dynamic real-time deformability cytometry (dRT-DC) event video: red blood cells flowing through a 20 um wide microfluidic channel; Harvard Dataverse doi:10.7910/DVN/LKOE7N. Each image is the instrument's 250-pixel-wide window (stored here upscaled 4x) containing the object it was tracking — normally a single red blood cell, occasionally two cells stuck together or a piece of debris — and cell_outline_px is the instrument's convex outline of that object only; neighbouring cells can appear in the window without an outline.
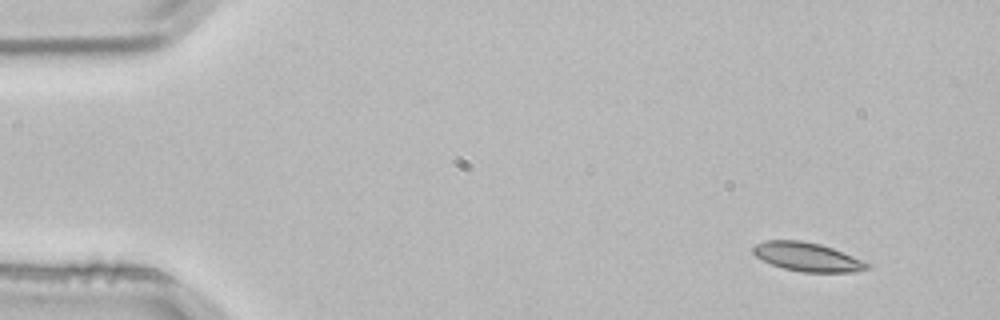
{"species": "common noctule bat (a hibernating species)", "species_latin": "Nyctalus noctula", "temperature_condition": "room temperature", "stored_images_in_passage": 2, "camera_frame_rate_fps": 3000, "um_per_image_px": 0.085, "animal": {"sex": "male", "body_mass_g": 21.5, "forearm_length_mm": 52.0}, "frame": {"image": 1, "passage_image": 1, "time_ms": 0.0, "image_size_px": [1000, 320], "cell_outline_px": [[872, 264], [868, 268], [856, 272], [804, 272], [784, 268], [772, 264], [756, 256], [752, 252], [752, 248], [756, 244], [764, 240], [800, 240], [820, 244], [832, 248]], "centroid_in_image_um": [68.62, 21.83], "position_along_channel_um": 16.4, "area_um2": 18.96}}